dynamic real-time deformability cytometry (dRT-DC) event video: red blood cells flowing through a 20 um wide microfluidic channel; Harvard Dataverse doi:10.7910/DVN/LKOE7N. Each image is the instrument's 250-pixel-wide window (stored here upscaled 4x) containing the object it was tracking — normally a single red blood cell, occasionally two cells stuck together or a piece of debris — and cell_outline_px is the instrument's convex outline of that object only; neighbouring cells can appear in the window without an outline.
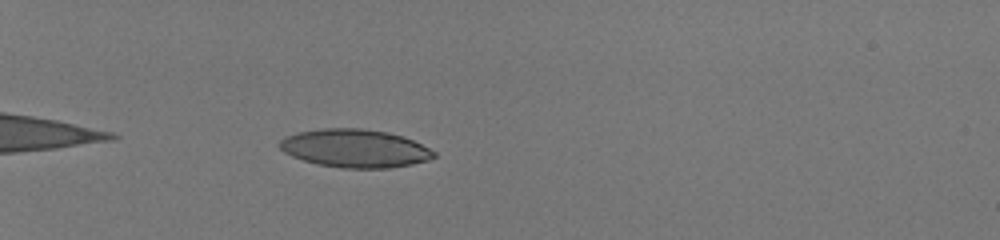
{"species": "human", "species_latin": "Homo sapiens", "temperature_condition": "room temperature", "stored_images_in_passage": 40, "camera_frame_rate_fps": 3000, "um_per_image_px": 0.085, "donor": {"sex": "male"}, "frame": {"image": 1, "passage_image": 5, "time_ms": 1.333, "image_size_px": [1000, 240], "cell_outline_px": [[436, 156], [428, 160], [412, 164], [388, 168], [340, 168], [316, 164], [292, 156], [284, 152], [280, 148], [280, 140], [284, 136], [296, 132], [324, 128], [360, 128], [388, 132], [404, 136], [436, 152]], "centroid_in_image_um": [30.15, 12.61], "position_along_channel_um": 54.8, "area_um2": 34.39}}
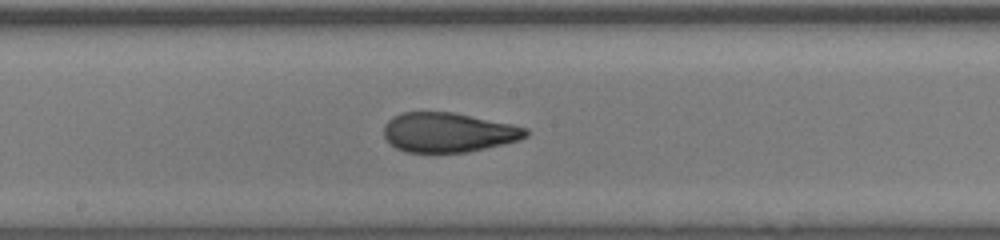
{"frame": {"image": 2, "passage_image": 20, "time_ms": 6.333, "image_size_px": [1000, 240], "cell_outline_px": [[528, 136], [520, 140], [504, 144], [468, 152], [408, 152], [396, 148], [384, 136], [384, 124], [392, 116], [400, 112], [452, 112], [512, 124], [528, 128]], "centroid_in_image_um": [38.11, 11.25], "position_along_channel_um": 210.1, "area_um2": 32.77}}
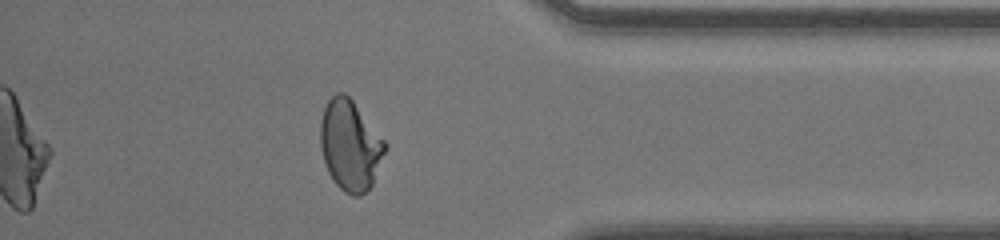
{"frame": {"image": 3, "passage_image": 35, "time_ms": 11.333, "image_size_px": [1000, 240], "cell_outline_px": [[388, 148], [372, 184], [360, 196], [352, 196], [344, 192], [336, 184], [328, 172], [324, 160], [320, 144], [320, 120], [324, 108], [328, 100], [336, 92], [344, 92], [352, 100], [388, 144]], "centroid_in_image_um": [29.77, 12.35], "position_along_channel_um": 405.4, "area_um2": 34.1}, "authors_computed_cell_mechanics": {"area_um2": 33.4951, "velocity_mm_per_s": 4.1232, "shape_relaxation_time_tau1_ms": 10.4914, "shape_relaxation_time_tau2_ms": 0.7422, "deformation_change_tau1": 0.3223, "deformation_change_tau2": 0.0658}}